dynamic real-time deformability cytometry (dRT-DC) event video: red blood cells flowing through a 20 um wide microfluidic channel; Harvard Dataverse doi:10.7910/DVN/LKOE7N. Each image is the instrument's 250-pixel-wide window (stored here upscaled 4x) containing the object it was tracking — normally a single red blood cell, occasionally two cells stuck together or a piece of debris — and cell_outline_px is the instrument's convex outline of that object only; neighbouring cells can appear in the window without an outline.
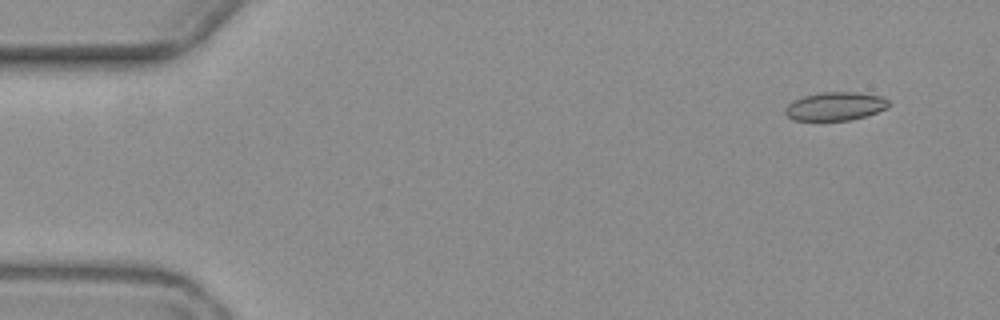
{"species": "common noctule bat (a hibernating species)", "species_latin": "Nyctalus noctula", "temperature_condition": "warm", "stored_images_in_passage": 7, "camera_frame_rate_fps": 3000, "um_per_image_px": 0.085, "animal": {"sex": "female", "body_mass_g": 19.3, "forearm_length_mm": 54.1}, "frame": {"image": 1, "passage_image": 2, "time_ms": 1.333, "image_size_px": [1000, 320], "cell_outline_px": [[888, 108], [864, 116], [848, 120], [792, 120], [784, 112], [784, 108], [792, 100], [804, 96], [820, 92], [856, 92], [880, 96], [888, 100]], "centroid_in_image_um": [70.95, 9.03], "position_along_channel_um": 14.0, "area_um2": 17.05}}
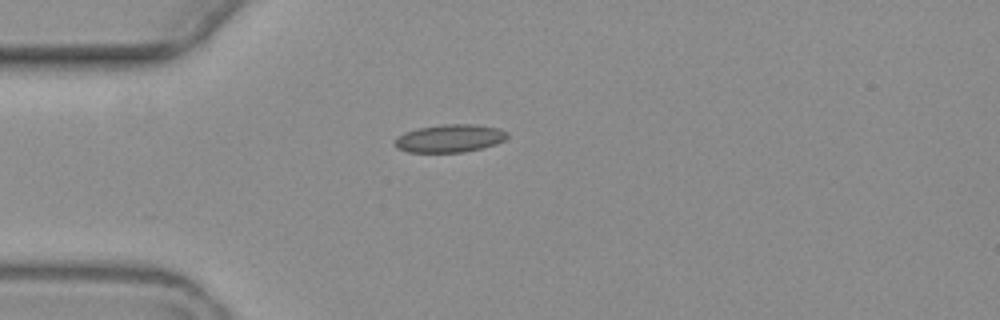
{"frame": {"image": 2, "passage_image": 5, "time_ms": 5.0, "image_size_px": [1000, 320], "cell_outline_px": [[508, 136], [504, 140], [496, 144], [464, 152], [408, 152], [396, 148], [392, 144], [404, 132], [416, 128], [440, 124], [476, 124], [500, 128], [508, 132]], "centroid_in_image_um": [38.23, 11.75], "position_along_channel_um": 46.8, "area_um2": 18.44}}
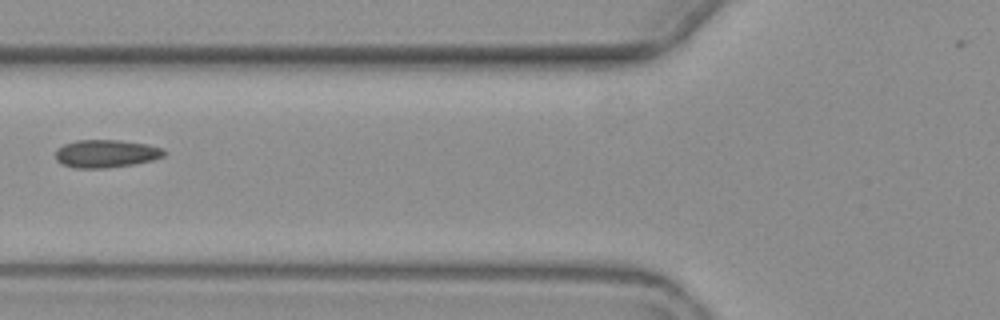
{"frame": {"image": 3, "passage_image": 7, "time_ms": 7.333, "image_size_px": [1000, 320], "cell_outline_px": [[164, 156], [152, 160], [132, 164], [108, 168], [76, 168], [64, 164], [56, 160], [56, 148], [64, 144], [76, 140], [120, 140], [148, 144], [164, 148]], "centroid_in_image_um": [9.01, 13.05], "position_along_channel_um": 116.8, "area_um2": 17.63}}